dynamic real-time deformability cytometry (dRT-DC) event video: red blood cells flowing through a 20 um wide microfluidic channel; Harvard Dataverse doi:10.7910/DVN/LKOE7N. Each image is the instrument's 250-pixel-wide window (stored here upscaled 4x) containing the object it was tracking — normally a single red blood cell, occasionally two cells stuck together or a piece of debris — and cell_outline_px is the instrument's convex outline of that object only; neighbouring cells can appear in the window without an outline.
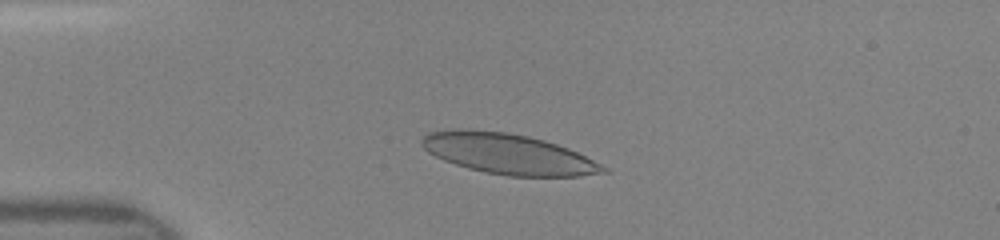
{"species": "human", "species_latin": "Homo sapiens", "temperature_condition": "room temperature", "stored_images_in_passage": 29, "camera_frame_rate_fps": 3000, "um_per_image_px": 0.085, "donor": {"sex": "female"}, "frame": {"image": 1, "passage_image": 2, "time_ms": 0.333, "image_size_px": [1000, 240], "cell_outline_px": [[608, 172], [580, 176], [508, 176], [484, 172], [468, 168], [444, 160], [428, 152], [420, 144], [420, 140], [428, 132], [468, 128], [508, 132], [528, 136], [544, 140], [568, 148], [608, 168]], "centroid_in_image_um": [43.16, 13.07], "position_along_channel_um": 41.8, "area_um2": 42.66}}
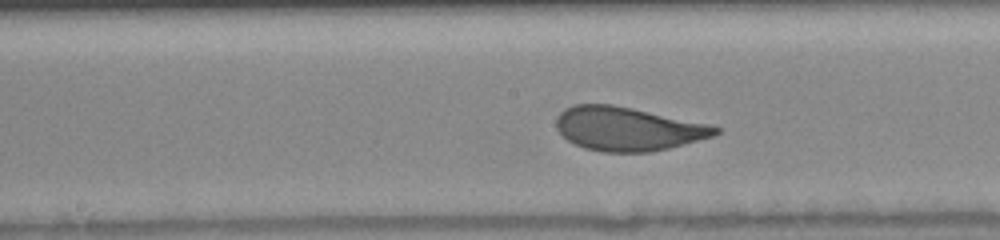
{"frame": {"image": 2, "passage_image": 15, "time_ms": 4.667, "image_size_px": [1000, 240], "cell_outline_px": [[720, 132], [712, 136], [668, 148], [652, 152], [604, 152], [584, 148], [568, 140], [556, 128], [556, 120], [560, 112], [564, 108], [572, 104], [612, 104], [632, 108], [708, 124], [720, 128]], "centroid_in_image_um": [53.31, 10.94], "position_along_channel_um": 194.9, "area_um2": 40.23}}
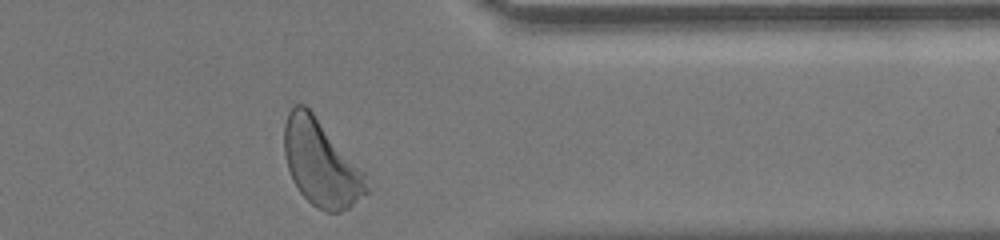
{"frame": {"image": 3, "passage_image": 29, "time_ms": 9.333, "image_size_px": [1000, 240], "cell_outline_px": [[368, 192], [348, 208], [340, 212], [328, 212], [316, 208], [300, 192], [292, 180], [288, 168], [284, 152], [284, 124], [288, 112], [296, 104], [304, 104], [312, 112], [364, 172], [368, 188]], "centroid_in_image_um": [27.26, 13.88], "position_along_channel_um": 384.1, "area_um2": 40.69}}